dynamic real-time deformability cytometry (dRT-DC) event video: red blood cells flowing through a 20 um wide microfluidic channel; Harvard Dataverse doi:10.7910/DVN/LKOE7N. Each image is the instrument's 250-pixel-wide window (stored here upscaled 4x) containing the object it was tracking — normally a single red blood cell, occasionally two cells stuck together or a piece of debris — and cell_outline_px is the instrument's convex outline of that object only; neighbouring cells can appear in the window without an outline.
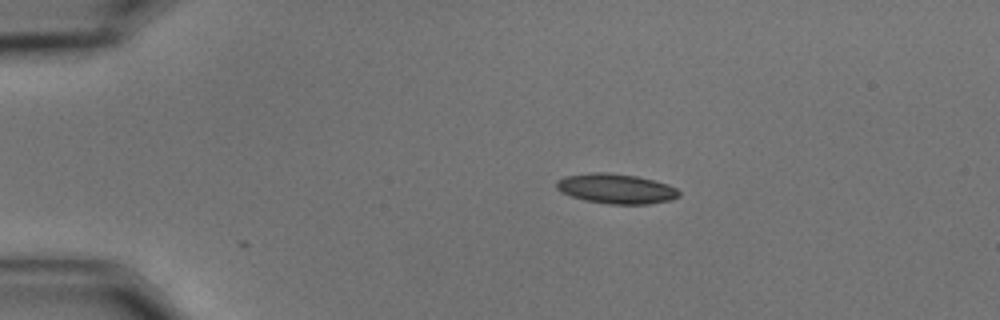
{"species": "common noctule bat (a hibernating species)", "species_latin": "Nyctalus noctula", "temperature_condition": "cold", "stored_images_in_passage": 2, "camera_frame_rate_fps": 3000, "um_per_image_px": 0.085, "animal": {"sex": "male", "body_mass_g": 15.6}, "frame": {"image": 1, "passage_image": 2, "time_ms": 0.333, "image_size_px": [1000, 320], "cell_outline_px": [[680, 196], [672, 200], [648, 204], [612, 204], [584, 200], [572, 196], [556, 188], [556, 180], [564, 176], [596, 172], [608, 172], [636, 176], [668, 184], [676, 188], [680, 192]], "centroid_in_image_um": [52.39, 16.04], "position_along_channel_um": 32.6, "area_um2": 21.27}}